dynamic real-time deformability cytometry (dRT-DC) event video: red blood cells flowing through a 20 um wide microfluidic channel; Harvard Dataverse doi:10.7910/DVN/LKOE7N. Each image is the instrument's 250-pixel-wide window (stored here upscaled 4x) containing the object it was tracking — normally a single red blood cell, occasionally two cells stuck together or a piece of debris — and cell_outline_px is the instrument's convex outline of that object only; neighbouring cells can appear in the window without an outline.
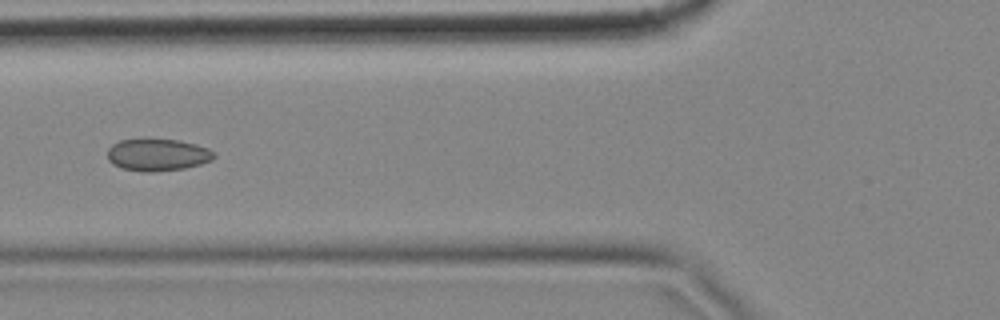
{"species": "common noctule bat (a hibernating species)", "species_latin": "Nyctalus noctula", "temperature_condition": "cold", "stored_images_in_passage": 7, "camera_frame_rate_fps": 3000, "um_per_image_px": 0.085, "animal": {"sex": "female", "body_mass_g": 18.4}, "frame": {"image": 1, "passage_image": 5, "time_ms": 1.333, "image_size_px": [1000, 320], "cell_outline_px": [[216, 156], [212, 160], [200, 164], [184, 168], [152, 172], [140, 172], [120, 168], [112, 164], [108, 160], [108, 148], [112, 144], [120, 140], [180, 140], [196, 144], [208, 148], [216, 152]], "centroid_in_image_um": [13.4, 13.17], "position_along_channel_um": 112.4, "area_um2": 20.0}}
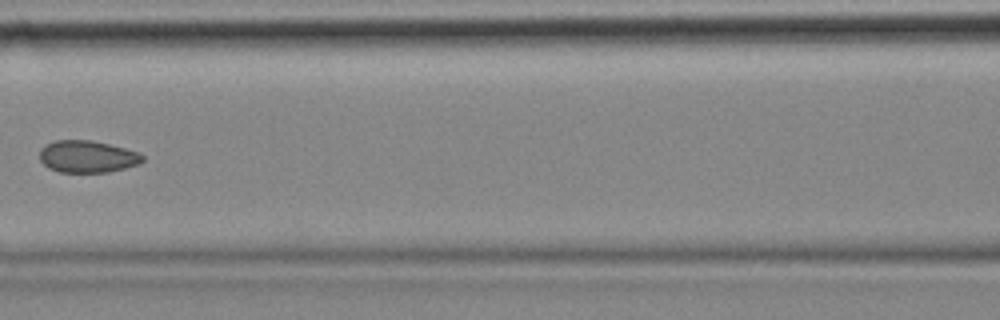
{"frame": {"image": 2, "passage_image": 6, "time_ms": 1.667, "image_size_px": [1000, 320], "cell_outline_px": [[144, 160], [136, 164], [124, 168], [108, 172], [60, 172], [48, 168], [40, 160], [40, 148], [56, 140], [92, 140], [140, 152], [144, 156]], "centroid_in_image_um": [7.42, 13.31], "position_along_channel_um": 159.2, "area_um2": 19.13}}